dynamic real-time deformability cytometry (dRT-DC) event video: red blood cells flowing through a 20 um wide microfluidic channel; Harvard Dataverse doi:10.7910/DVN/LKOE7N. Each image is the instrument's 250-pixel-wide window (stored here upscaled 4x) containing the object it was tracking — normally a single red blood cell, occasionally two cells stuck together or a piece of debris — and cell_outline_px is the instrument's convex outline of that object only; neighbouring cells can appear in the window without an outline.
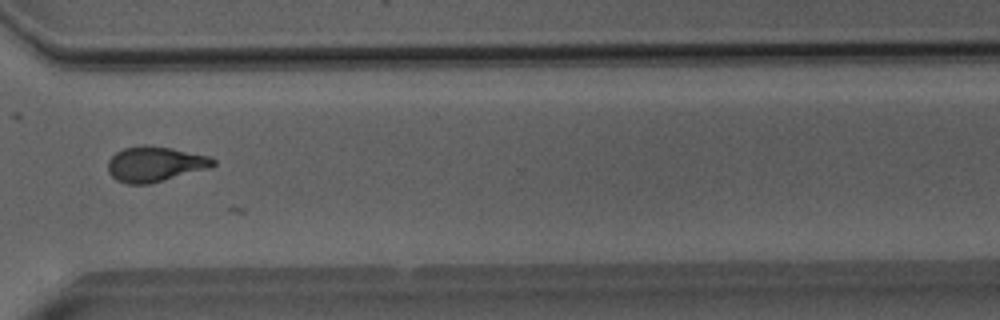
{"species": "Egyptian fruit bat (a non-hibernating species)", "species_latin": "Rousettus aegyptiacus", "temperature_condition": "room temperature", "stored_images_in_passage": 33, "camera_frame_rate_fps": 3000, "um_per_image_px": 0.085, "animal": {"sex": "male"}, "frame": {"image": 1, "passage_image": 25, "time_ms": 8.0, "image_size_px": [1000, 320], "cell_outline_px": [[216, 164], [212, 168], [148, 184], [128, 184], [116, 180], [108, 172], [108, 160], [116, 152], [124, 148], [144, 144], [172, 148], [208, 156], [216, 160]], "centroid_in_image_um": [13.19, 13.94], "position_along_channel_um": 357.4, "area_um2": 21.73}}
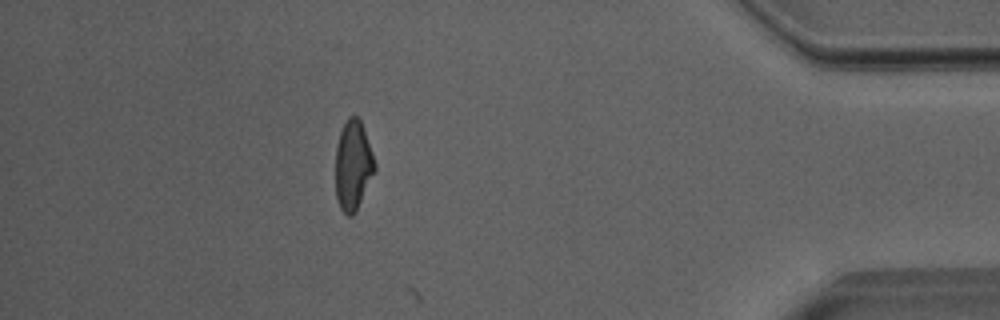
{"frame": {"image": 2, "passage_image": 32, "time_ms": 10.333, "image_size_px": [1000, 320], "cell_outline_px": [[376, 168], [356, 212], [352, 216], [348, 216], [340, 208], [336, 196], [336, 144], [340, 132], [348, 116], [356, 116], [360, 120], [364, 128], [376, 164]], "centroid_in_image_um": [30.01, 14.05], "position_along_channel_um": 405.2, "area_um2": 20.46}}